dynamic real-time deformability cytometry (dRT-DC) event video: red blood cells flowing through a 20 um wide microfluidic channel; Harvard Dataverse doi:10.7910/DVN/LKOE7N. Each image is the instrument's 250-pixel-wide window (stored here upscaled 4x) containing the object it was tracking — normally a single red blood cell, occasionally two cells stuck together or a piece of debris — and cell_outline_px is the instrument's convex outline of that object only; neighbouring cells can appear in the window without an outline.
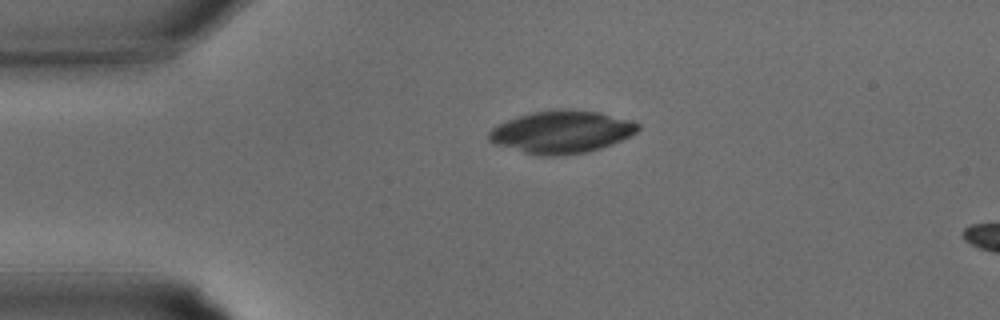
{"species": "common noctule bat (a hibernating species)", "species_latin": "Nyctalus noctula", "temperature_condition": "warm", "stored_images_in_passage": 27, "camera_frame_rate_fps": 3000, "um_per_image_px": 0.085, "animal": {"sex": "male", "body_mass_g": 15.6}, "frame": {"image": 1, "passage_image": 1, "time_ms": 0.0, "image_size_px": [1000, 320], "cell_outline_px": [[640, 128], [636, 132], [612, 144], [588, 152], [556, 156], [540, 156], [524, 152], [496, 144], [488, 140], [488, 132], [496, 124], [516, 116], [532, 112], [556, 108], [596, 112], [632, 120], [640, 124]], "centroid_in_image_um": [47.7, 11.21], "position_along_channel_um": 37.3, "area_um2": 36.93}}
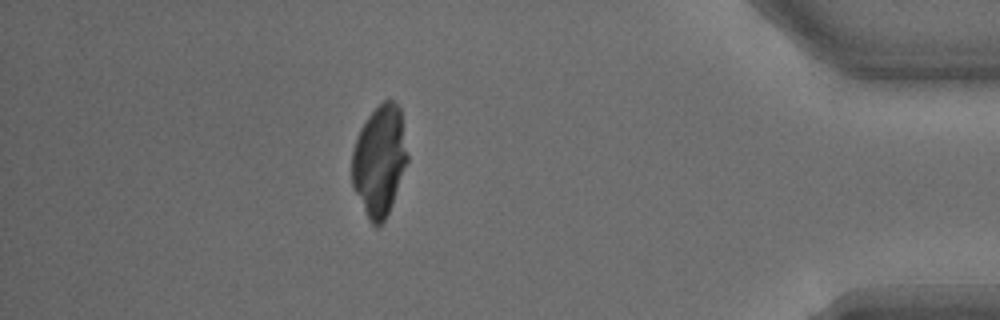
{"frame": {"image": 2, "passage_image": 23, "time_ms": 7.333, "image_size_px": [1000, 320], "cell_outline_px": [[408, 160], [392, 204], [384, 220], [380, 224], [372, 224], [368, 220], [352, 188], [352, 148], [360, 128], [368, 116], [384, 100], [392, 100], [400, 108], [408, 156]], "centroid_in_image_um": [32.23, 13.66], "position_along_channel_um": 403.0, "area_um2": 35.72}}